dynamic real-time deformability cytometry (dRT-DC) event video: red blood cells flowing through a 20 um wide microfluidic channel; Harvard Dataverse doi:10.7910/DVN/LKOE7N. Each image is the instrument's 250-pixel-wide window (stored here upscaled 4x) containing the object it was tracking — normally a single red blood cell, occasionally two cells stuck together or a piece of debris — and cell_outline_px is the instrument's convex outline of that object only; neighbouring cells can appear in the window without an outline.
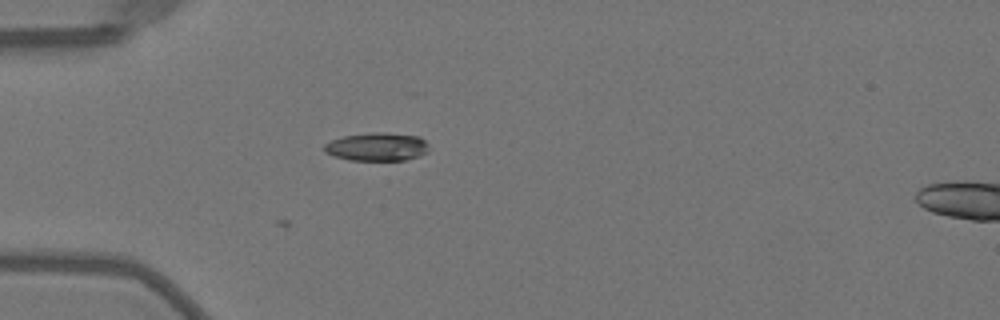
{"species": "Egyptian fruit bat (a non-hibernating species)", "species_latin": "Rousettus aegyptiacus", "temperature_condition": "warm", "stored_images_in_passage": 37, "camera_frame_rate_fps": 3000, "um_per_image_px": 0.085, "animal": {"sex": "female"}, "frame": {"image": 1, "passage_image": 1, "time_ms": 0.0, "image_size_px": [1000, 320], "cell_outline_px": [[428, 152], [420, 156], [404, 160], [348, 160], [324, 152], [324, 144], [332, 140], [344, 136], [372, 132], [384, 132], [420, 136], [428, 144]], "centroid_in_image_um": [32.07, 12.47], "position_along_channel_um": 52.9, "area_um2": 17.28}}
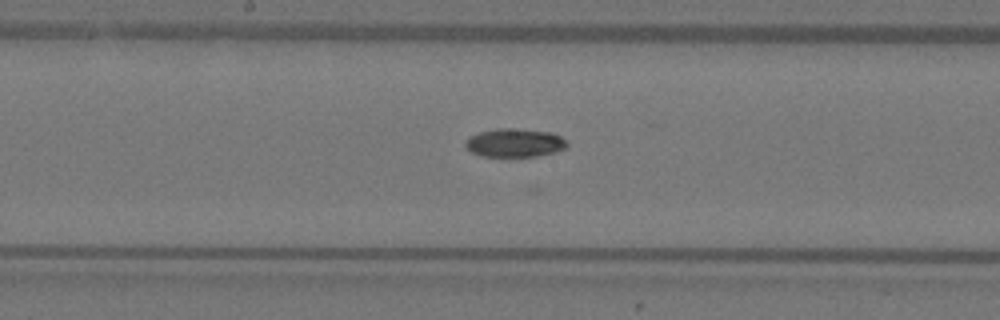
{"frame": {"image": 2, "passage_image": 13, "time_ms": 4.0, "image_size_px": [1000, 320], "cell_outline_px": [[568, 148], [556, 152], [536, 156], [480, 156], [472, 152], [464, 144], [464, 140], [468, 136], [480, 132], [496, 128], [512, 128], [552, 132], [560, 136], [568, 144]], "centroid_in_image_um": [43.74, 12.13], "position_along_channel_um": 204.5, "area_um2": 16.99}}
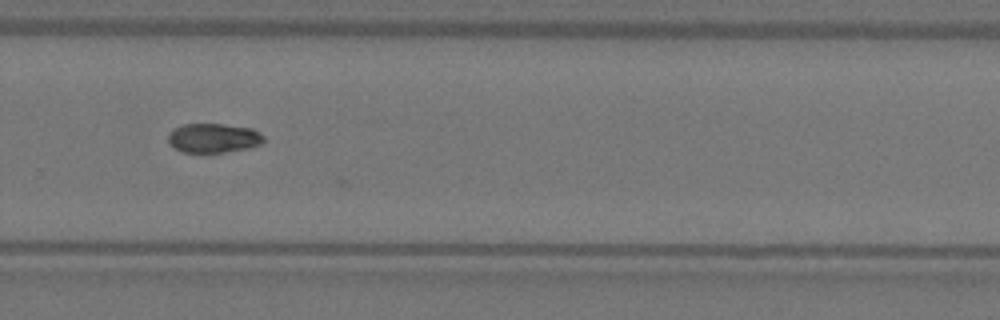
{"frame": {"image": 3, "passage_image": 21, "time_ms": 6.667, "image_size_px": [1000, 320], "cell_outline_px": [[264, 140], [260, 144], [248, 148], [224, 152], [180, 152], [168, 140], [168, 136], [172, 128], [184, 124], [220, 124], [252, 128], [260, 132], [264, 136]], "centroid_in_image_um": [18.15, 11.72], "position_along_channel_um": 311.7, "area_um2": 16.24}}